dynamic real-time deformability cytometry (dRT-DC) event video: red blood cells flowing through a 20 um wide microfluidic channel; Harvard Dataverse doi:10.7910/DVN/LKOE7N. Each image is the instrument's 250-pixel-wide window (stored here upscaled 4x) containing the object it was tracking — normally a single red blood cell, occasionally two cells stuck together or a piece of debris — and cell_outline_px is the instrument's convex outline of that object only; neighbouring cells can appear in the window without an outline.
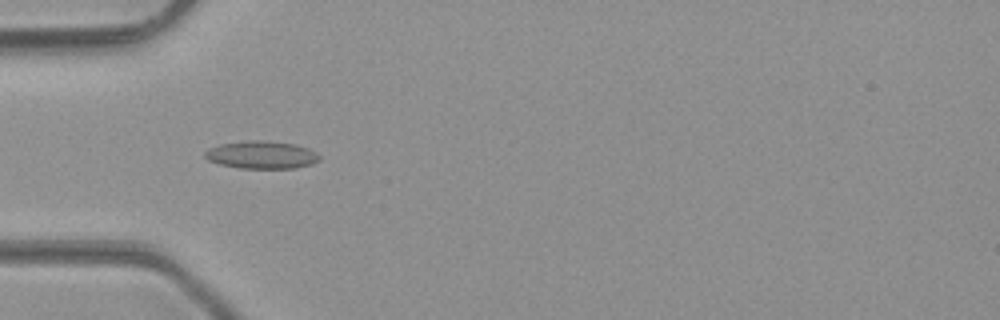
{"species": "common noctule bat (a hibernating species)", "species_latin": "Nyctalus noctula", "temperature_condition": "room temperature", "stored_images_in_passage": 48, "camera_frame_rate_fps": 3000, "um_per_image_px": 0.085, "animal": {"sex": "male", "body_mass_g": 23.1, "forearm_length_mm": 52.7}, "frame": {"image": 1, "passage_image": 15, "time_ms": 4.667, "image_size_px": [1000, 320], "cell_outline_px": [[320, 160], [312, 164], [292, 168], [240, 168], [220, 164], [208, 160], [204, 156], [204, 152], [208, 148], [220, 144], [248, 140], [264, 140], [296, 144], [308, 148], [316, 152], [320, 156]], "centroid_in_image_um": [22.23, 13.15], "position_along_channel_um": 62.8, "area_um2": 18.55}}
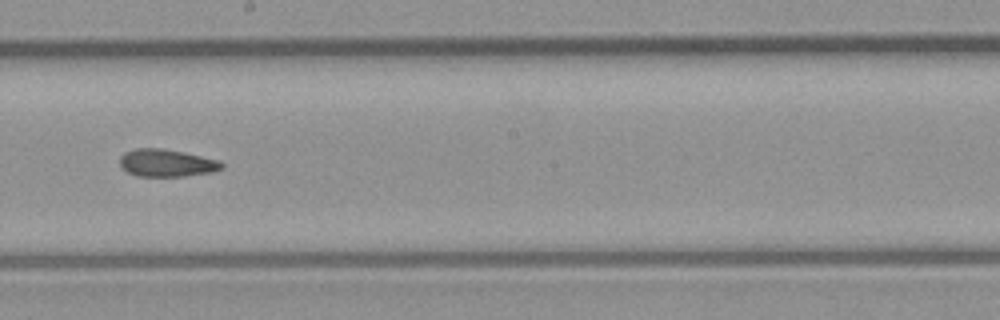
{"frame": {"image": 2, "passage_image": 27, "time_ms": 8.667, "image_size_px": [1000, 320], "cell_outline_px": [[224, 168], [212, 172], [184, 176], [136, 176], [120, 168], [120, 156], [124, 152], [136, 148], [160, 148], [184, 152], [220, 160], [224, 164]], "centroid_in_image_um": [14.16, 13.85], "position_along_channel_um": 234.0, "area_um2": 16.47}}
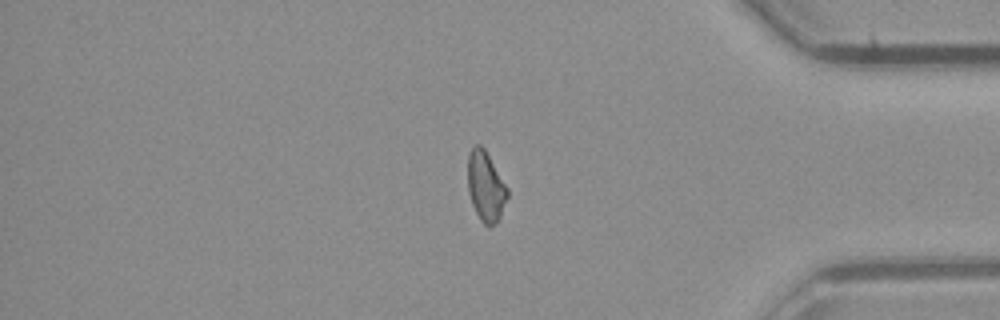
{"frame": {"image": 3, "passage_image": 40, "time_ms": 13.0, "image_size_px": [1000, 320], "cell_outline_px": [[508, 196], [500, 216], [496, 224], [488, 228], [480, 220], [472, 204], [468, 192], [468, 156], [472, 144], [480, 144], [484, 148], [508, 188]], "centroid_in_image_um": [41.28, 15.85], "position_along_channel_um": 393.9, "area_um2": 16.24}, "authors_computed_cell_mechanics": {"area_um2": 16.5308, "velocity_mm_per_s": 4.3047, "shape_relaxation_time_tau1_ms": null, "shape_relaxation_time_tau2_ms": 3.2034, "deformation_change_tau1": null, "deformation_change_tau2": 0.1122}}